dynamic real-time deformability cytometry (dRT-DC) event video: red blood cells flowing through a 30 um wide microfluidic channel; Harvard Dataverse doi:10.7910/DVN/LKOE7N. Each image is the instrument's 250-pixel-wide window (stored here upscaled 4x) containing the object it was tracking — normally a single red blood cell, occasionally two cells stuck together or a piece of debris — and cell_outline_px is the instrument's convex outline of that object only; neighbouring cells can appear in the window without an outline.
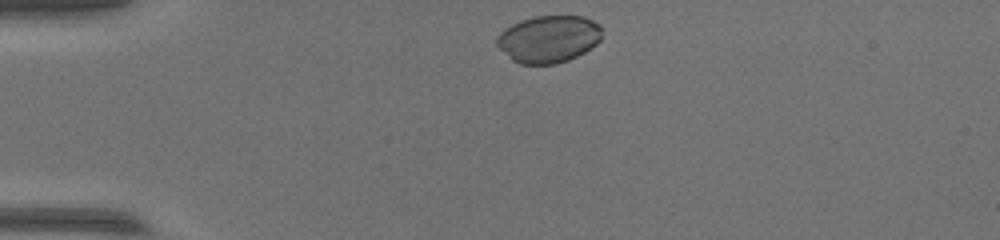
{"species": "common noctule bat (a hibernating species)", "species_latin": "Nyctalus noctula", "temperature_condition": "warm", "stored_images_in_passage": 34, "camera_frame_rate_fps": 3000, "um_per_image_px": 0.085, "animal": {"sex": "female", "body_mass_g": 17.0, "forearm_length_mm": 48.0}, "frame": {"image": 1, "passage_image": 1, "time_ms": 0.0, "image_size_px": [1000, 240], "cell_outline_px": [[600, 40], [596, 44], [584, 52], [568, 60], [556, 64], [520, 64], [512, 60], [496, 44], [496, 36], [504, 28], [520, 20], [536, 16], [584, 16], [600, 24]], "centroid_in_image_um": [46.61, 3.31], "position_along_channel_um": 38.4, "area_um2": 28.9}}
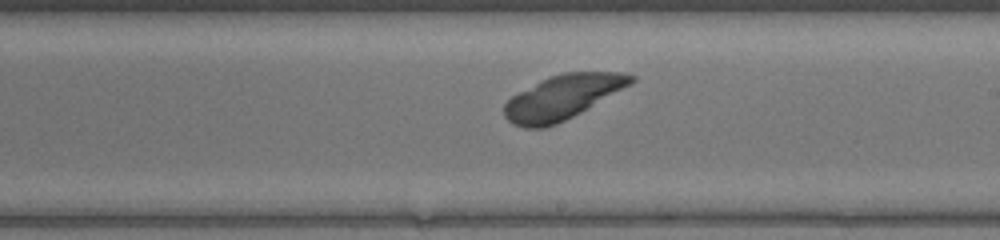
{"frame": {"image": 2, "passage_image": 20, "time_ms": 6.333, "image_size_px": [1000, 240], "cell_outline_px": [[636, 80], [632, 84], [580, 112], [556, 124], [544, 128], [524, 128], [512, 124], [504, 116], [504, 104], [512, 96], [552, 76], [564, 72], [624, 72], [636, 76]], "centroid_in_image_um": [47.84, 8.27], "position_along_channel_um": 241.2, "area_um2": 32.25}}
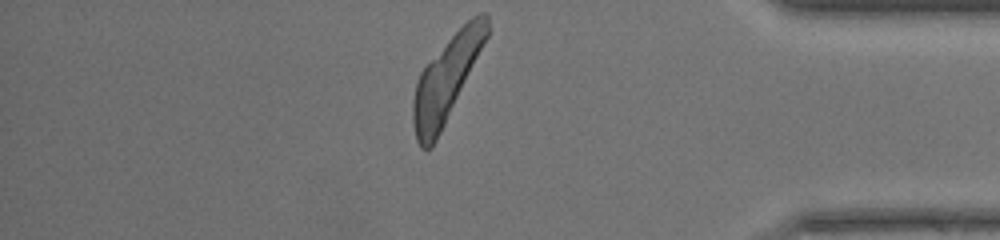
{"frame": {"image": 3, "passage_image": 34, "time_ms": 11.0, "image_size_px": [1000, 240], "cell_outline_px": [[488, 36], [432, 148], [420, 148], [416, 140], [412, 120], [412, 100], [416, 84], [420, 72], [448, 40], [472, 16], [480, 12], [484, 12], [488, 16]], "centroid_in_image_um": [37.92, 6.74], "position_along_channel_um": 397.3, "area_um2": 35.32}}